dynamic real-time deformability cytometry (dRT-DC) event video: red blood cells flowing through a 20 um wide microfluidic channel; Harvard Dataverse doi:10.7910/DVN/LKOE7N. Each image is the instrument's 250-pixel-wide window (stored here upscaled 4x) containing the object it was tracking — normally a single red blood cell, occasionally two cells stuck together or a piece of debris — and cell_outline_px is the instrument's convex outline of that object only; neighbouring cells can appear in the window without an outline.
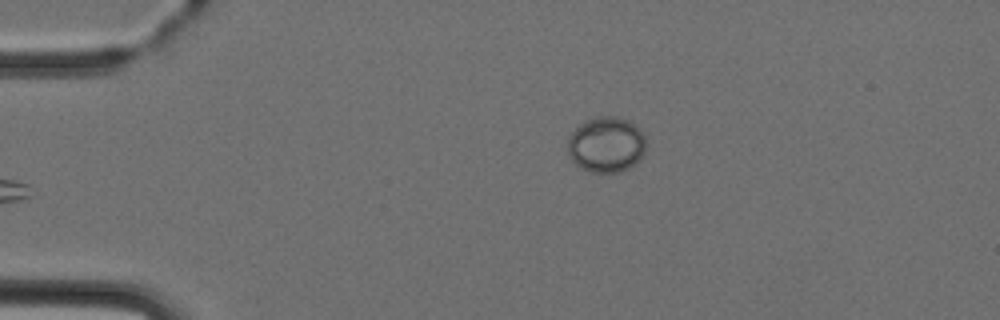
{"species": "Egyptian fruit bat (a non-hibernating species)", "species_latin": "Rousettus aegyptiacus", "temperature_condition": "cold", "stored_images_in_passage": 4, "camera_frame_rate_fps": 3000, "um_per_image_px": 0.085, "animal": {"sex": "female"}, "frame": {"image": 1, "passage_image": 4, "time_ms": 3.667, "image_size_px": [1000, 320], "cell_outline_px": [[644, 152], [640, 160], [628, 168], [620, 172], [592, 172], [580, 168], [568, 156], [568, 136], [580, 124], [596, 116], [616, 116], [628, 120], [640, 128], [644, 132]], "centroid_in_image_um": [51.53, 12.28], "position_along_channel_um": 33.5, "area_um2": 25.49}}